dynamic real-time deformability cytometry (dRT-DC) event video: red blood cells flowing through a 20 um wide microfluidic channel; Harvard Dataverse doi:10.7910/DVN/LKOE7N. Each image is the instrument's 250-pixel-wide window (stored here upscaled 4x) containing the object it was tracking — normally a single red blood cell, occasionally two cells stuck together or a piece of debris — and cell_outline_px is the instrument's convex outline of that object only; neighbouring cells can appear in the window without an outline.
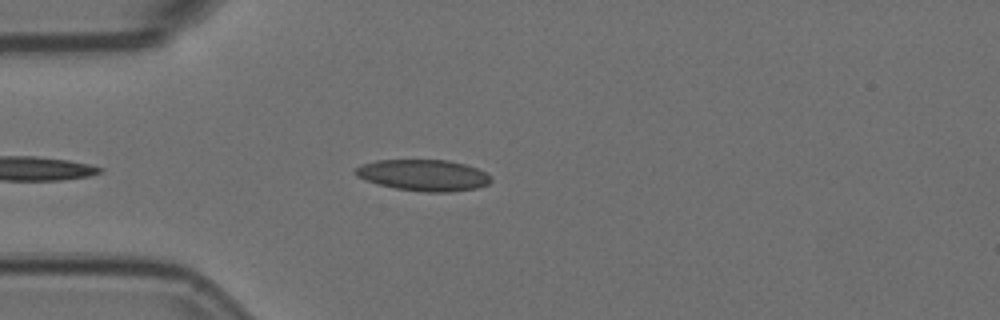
{"species": "Egyptian fruit bat (a non-hibernating species)", "species_latin": "Rousettus aegyptiacus", "temperature_condition": "room temperature", "stored_images_in_passage": 43, "camera_frame_rate_fps": 3000, "um_per_image_px": 0.085, "animal": {"sex": "female"}, "frame": {"image": 1, "passage_image": 5, "time_ms": 1.333, "image_size_px": [1000, 320], "cell_outline_px": [[492, 180], [488, 184], [476, 188], [448, 192], [428, 192], [396, 188], [376, 184], [364, 180], [356, 176], [356, 168], [360, 164], [376, 160], [448, 160], [464, 164], [476, 168], [484, 172]], "centroid_in_image_um": [35.95, 14.89], "position_along_channel_um": 49.0, "area_um2": 24.57}}
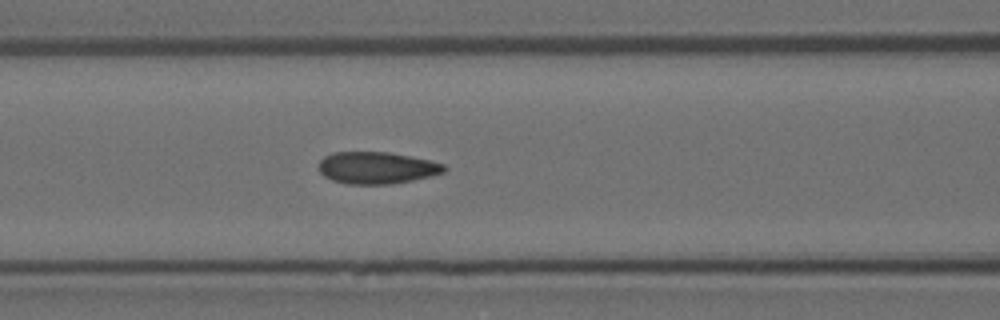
{"frame": {"image": 2, "passage_image": 13, "time_ms": 4.0, "image_size_px": [1000, 320], "cell_outline_px": [[448, 168], [444, 172], [412, 180], [392, 184], [344, 184], [332, 180], [324, 176], [320, 172], [320, 160], [324, 156], [332, 152], [388, 152], [428, 160], [444, 164]], "centroid_in_image_um": [32.0, 14.27], "position_along_channel_um": 134.6, "area_um2": 23.24}}
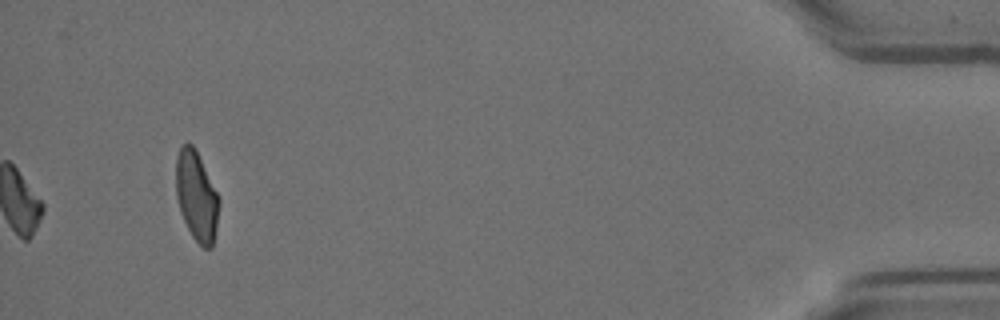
{"frame": {"image": 3, "passage_image": 43, "time_ms": 14.0, "image_size_px": [1000, 320], "cell_outline_px": [[220, 200], [216, 228], [212, 248], [204, 248], [192, 236], [180, 212], [176, 196], [176, 156], [180, 144], [192, 144]], "centroid_in_image_um": [16.68, 16.69], "position_along_channel_um": 418.5, "area_um2": 22.08}, "authors_computed_cell_mechanics": {"area_um2": 18.8428, "velocity_mm_per_s": 3.626, "shape_relaxation_time_tau1_ms": 2.5669, "shape_relaxation_time_tau2_ms": 1.9235, "deformation_change_tau1": 0.0855, "deformation_change_tau2": 0.0933}}